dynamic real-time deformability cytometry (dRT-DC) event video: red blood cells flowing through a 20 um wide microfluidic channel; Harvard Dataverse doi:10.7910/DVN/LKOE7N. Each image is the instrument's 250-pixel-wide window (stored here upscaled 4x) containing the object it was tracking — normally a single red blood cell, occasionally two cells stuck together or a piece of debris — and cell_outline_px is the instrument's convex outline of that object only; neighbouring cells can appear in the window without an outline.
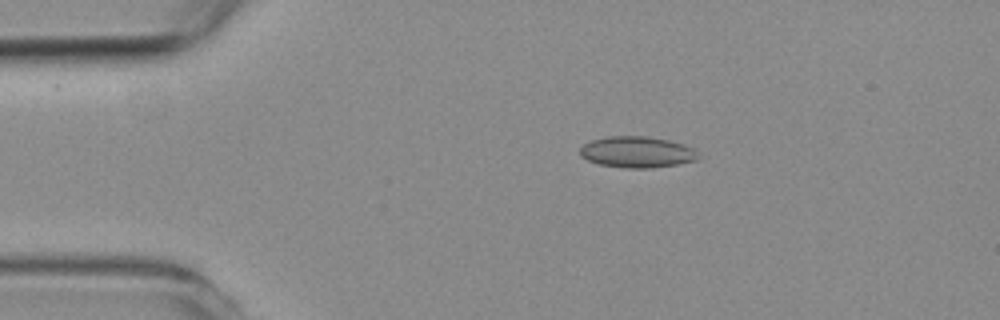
{"species": "common noctule bat (a hibernating species)", "species_latin": "Nyctalus noctula", "temperature_condition": "room temperature", "stored_images_in_passage": 7, "camera_frame_rate_fps": 3000, "um_per_image_px": 0.085, "animal": {"sex": "female", "body_mass_g": 19.3, "forearm_length_mm": 54.1}, "frame": {"image": 1, "passage_image": 2, "time_ms": 2.0, "image_size_px": [1000, 320], "cell_outline_px": [[700, 156], [696, 160], [680, 164], [652, 168], [628, 168], [600, 164], [588, 160], [580, 156], [580, 148], [584, 144], [592, 140], [608, 136], [648, 136], [668, 140], [684, 144], [692, 148]], "centroid_in_image_um": [54.16, 12.92], "position_along_channel_um": 30.8, "area_um2": 21.5}}
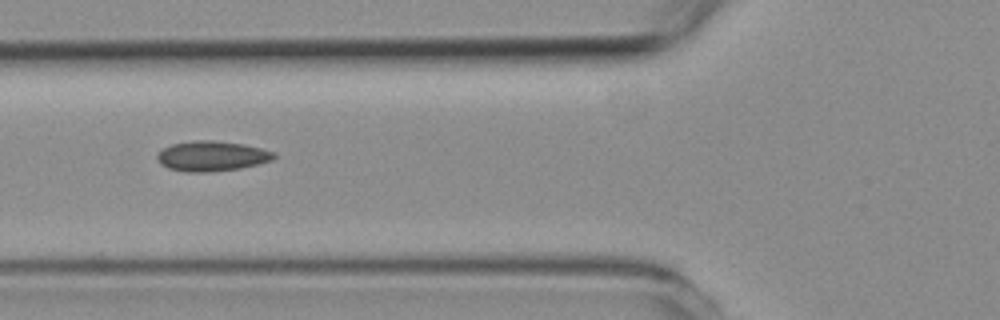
{"frame": {"image": 2, "passage_image": 5, "time_ms": 5.333, "image_size_px": [1000, 320], "cell_outline_px": [[276, 156], [272, 160], [240, 168], [212, 172], [184, 172], [168, 168], [160, 164], [156, 156], [164, 148], [172, 144], [196, 140], [212, 140], [244, 144], [276, 152]], "centroid_in_image_um": [18.0, 13.27], "position_along_channel_um": 107.8, "area_um2": 20.46}}
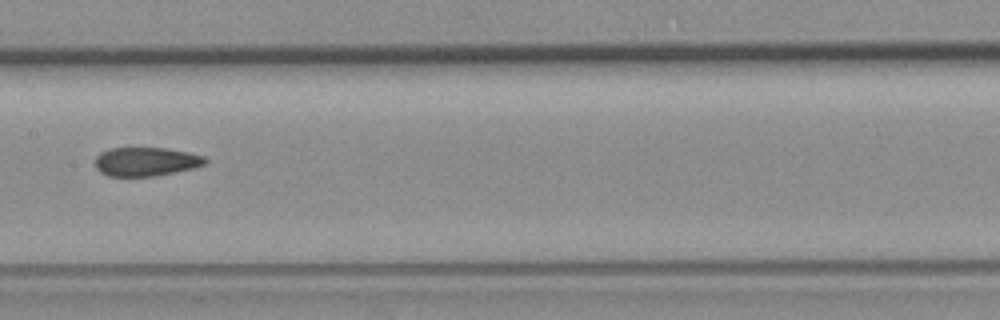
{"frame": {"image": 3, "passage_image": 7, "time_ms": 7.667, "image_size_px": [1000, 320], "cell_outline_px": [[208, 160], [204, 164], [192, 168], [152, 176], [108, 176], [100, 172], [96, 168], [96, 156], [100, 152], [108, 148], [164, 148], [188, 152], [204, 156]], "centroid_in_image_um": [12.37, 13.73], "position_along_channel_um": 195.0, "area_um2": 18.32}}